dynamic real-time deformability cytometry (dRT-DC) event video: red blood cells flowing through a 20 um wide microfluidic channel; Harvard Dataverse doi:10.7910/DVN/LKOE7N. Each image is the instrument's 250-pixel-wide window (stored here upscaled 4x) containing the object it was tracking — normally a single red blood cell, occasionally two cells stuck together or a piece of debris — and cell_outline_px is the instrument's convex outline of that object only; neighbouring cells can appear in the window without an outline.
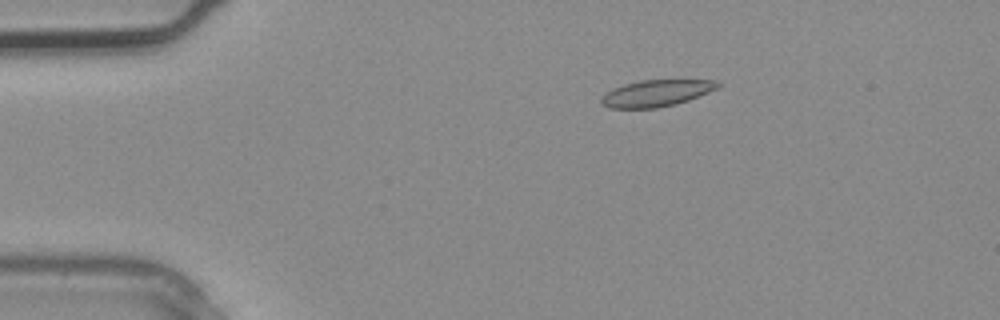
{"species": "common noctule bat (a hibernating species)", "species_latin": "Nyctalus noctula", "temperature_condition": "warm", "stored_images_in_passage": 2, "camera_frame_rate_fps": 3000, "um_per_image_px": 0.085, "animal": {"sex": "male", "body_mass_g": 20.4}, "frame": {"image": 1, "passage_image": 1, "time_ms": 0.0, "image_size_px": [1000, 320], "cell_outline_px": [[720, 88], [688, 100], [676, 104], [656, 108], [608, 108], [600, 104], [600, 96], [624, 84], [640, 80], [720, 80]], "centroid_in_image_um": [55.8, 7.92], "position_along_channel_um": 29.2, "area_um2": 18.15}}
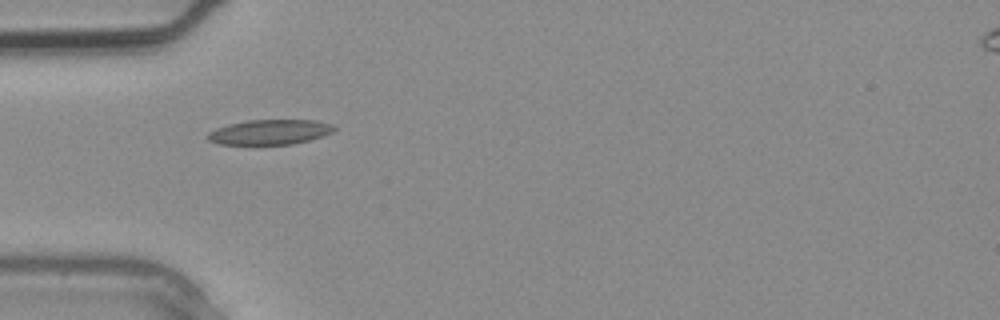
{"frame": {"image": 2, "passage_image": 2, "time_ms": 0.333, "image_size_px": [1000, 320], "cell_outline_px": [[336, 128], [332, 132], [324, 136], [292, 144], [216, 144], [208, 140], [204, 136], [208, 132], [216, 128], [228, 124], [248, 120], [316, 120], [332, 124]], "centroid_in_image_um": [22.9, 11.22], "position_along_channel_um": 62.1, "area_um2": 18.5}}